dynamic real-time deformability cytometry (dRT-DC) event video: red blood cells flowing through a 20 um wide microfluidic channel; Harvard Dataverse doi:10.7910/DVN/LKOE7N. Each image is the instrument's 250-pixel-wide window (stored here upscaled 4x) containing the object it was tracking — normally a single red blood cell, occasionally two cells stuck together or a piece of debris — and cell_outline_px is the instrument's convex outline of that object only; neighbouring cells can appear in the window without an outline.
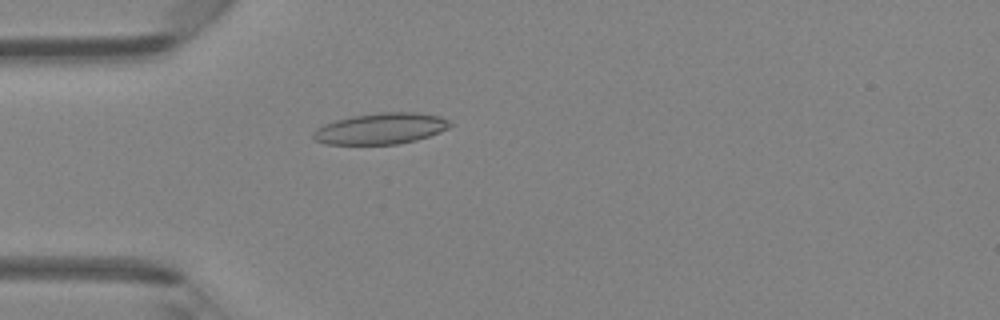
{"species": "Egyptian fruit bat (a non-hibernating species)", "species_latin": "Rousettus aegyptiacus", "temperature_condition": "room temperature", "stored_images_in_passage": 44, "camera_frame_rate_fps": 3000, "um_per_image_px": 0.085, "animal": {"sex": "female"}, "frame": {"image": 1, "passage_image": 10, "time_ms": 3.0, "image_size_px": [1000, 320], "cell_outline_px": [[452, 124], [448, 128], [440, 132], [416, 140], [396, 144], [324, 144], [316, 140], [312, 136], [312, 132], [316, 128], [324, 124], [336, 120], [352, 116], [380, 112], [416, 112], [440, 116], [448, 120]], "centroid_in_image_um": [32.36, 10.92], "position_along_channel_um": 52.6, "area_um2": 24.8}}
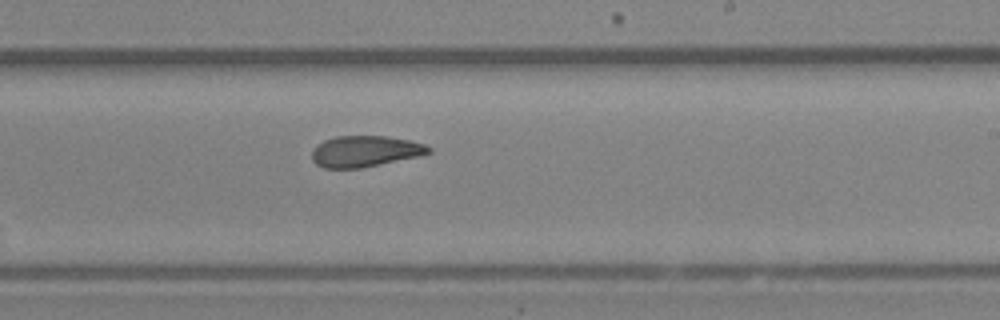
{"frame": {"image": 2, "passage_image": 25, "time_ms": 8.0, "image_size_px": [1000, 320], "cell_outline_px": [[432, 152], [420, 156], [360, 168], [324, 168], [316, 164], [312, 160], [312, 148], [316, 144], [324, 140], [336, 136], [384, 136], [408, 140], [424, 144], [432, 148]], "centroid_in_image_um": [31.01, 12.86], "position_along_channel_um": 258.0, "area_um2": 21.21}}
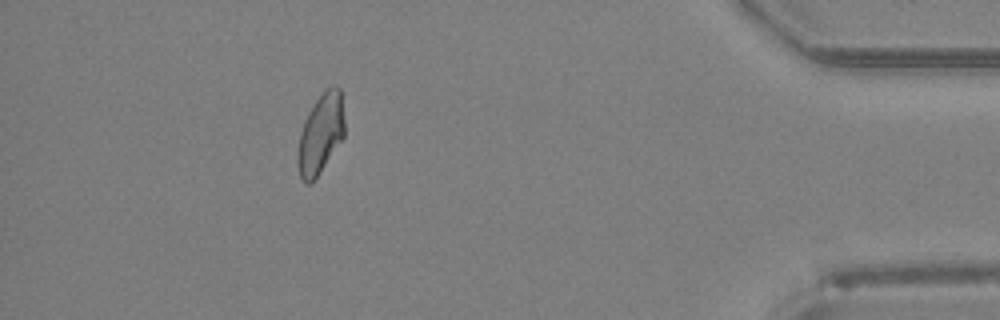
{"frame": {"image": 3, "passage_image": 39, "time_ms": 12.667, "image_size_px": [1000, 320], "cell_outline_px": [[344, 136], [320, 172], [308, 184], [304, 184], [300, 176], [296, 160], [296, 156], [300, 132], [304, 120], [308, 112], [324, 88], [332, 84], [336, 84], [340, 88], [344, 120]], "centroid_in_image_um": [27.24, 11.33], "position_along_channel_um": 408.0, "area_um2": 21.91}, "authors_computed_cell_mechanics": {"area_um2": 22.4553, "velocity_mm_per_s": 4.3133, "shape_relaxation_time_tau1_ms": null, "shape_relaxation_time_tau2_ms": 2.5598, "deformation_change_tau1": null, "deformation_change_tau2": 0.0963}}